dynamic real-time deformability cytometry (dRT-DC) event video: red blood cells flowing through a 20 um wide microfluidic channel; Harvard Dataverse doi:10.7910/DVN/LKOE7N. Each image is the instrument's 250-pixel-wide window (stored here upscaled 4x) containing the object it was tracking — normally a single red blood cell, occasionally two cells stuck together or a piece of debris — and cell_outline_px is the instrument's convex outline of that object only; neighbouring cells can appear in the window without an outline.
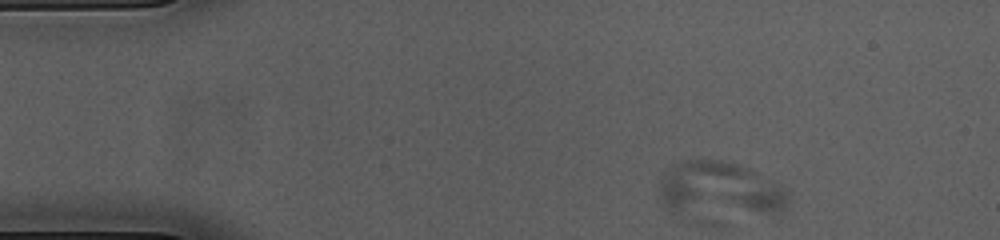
{"species": "common noctule bat (a hibernating species)", "species_latin": "Nyctalus noctula", "temperature_condition": "cold", "stored_images_in_passage": 3, "camera_frame_rate_fps": 3000, "um_per_image_px": 0.085, "animal": {"sex": "female", "body_mass_g": 23.0, "forearm_length_mm": 53.4}, "frame": {"image": 1, "passage_image": 1, "time_ms": 0.0, "image_size_px": [1000, 240], "cell_outline_px": [[792, 200], [780, 212], [776, 212], [668, 208], [664, 204], [660, 196], [660, 184], [664, 176], [680, 160], [720, 160], [736, 164], [748, 168], [756, 172], [776, 184], [788, 192]], "centroid_in_image_um": [61.24, 15.98], "position_along_channel_um": 23.8, "area_um2": 38.09}}